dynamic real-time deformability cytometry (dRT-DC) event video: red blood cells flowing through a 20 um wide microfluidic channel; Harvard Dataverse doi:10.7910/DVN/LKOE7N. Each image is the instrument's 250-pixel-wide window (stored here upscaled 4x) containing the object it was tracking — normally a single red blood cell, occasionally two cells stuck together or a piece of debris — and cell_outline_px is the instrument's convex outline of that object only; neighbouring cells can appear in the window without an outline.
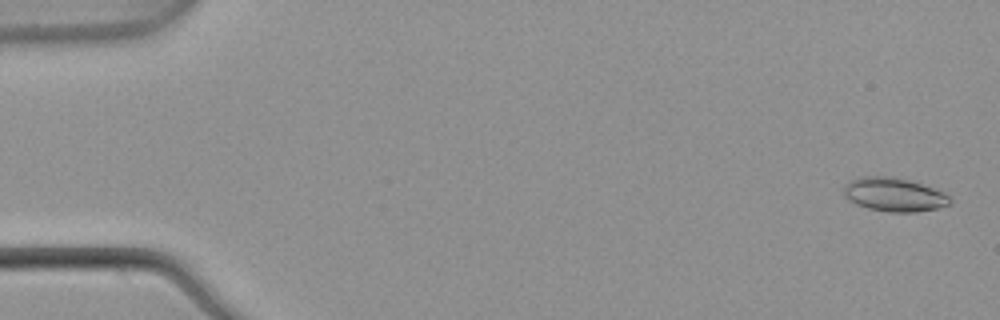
{"species": "common noctule bat (a hibernating species)", "species_latin": "Nyctalus noctula", "temperature_condition": "warm", "stored_images_in_passage": 11, "camera_frame_rate_fps": 3000, "um_per_image_px": 0.085, "animal": {"sex": "male", "body_mass_g": 21.5, "forearm_length_mm": 52.0}, "frame": {"image": 1, "passage_image": 2, "time_ms": 0.333, "image_size_px": [1000, 320], "cell_outline_px": [[952, 200], [948, 204], [936, 208], [916, 212], [888, 212], [868, 208], [856, 204], [848, 200], [844, 196], [844, 184], [848, 180], [860, 176], [892, 176], [916, 180], [944, 192]], "centroid_in_image_um": [75.98, 16.51], "position_along_channel_um": 9.0, "area_um2": 21.33}}